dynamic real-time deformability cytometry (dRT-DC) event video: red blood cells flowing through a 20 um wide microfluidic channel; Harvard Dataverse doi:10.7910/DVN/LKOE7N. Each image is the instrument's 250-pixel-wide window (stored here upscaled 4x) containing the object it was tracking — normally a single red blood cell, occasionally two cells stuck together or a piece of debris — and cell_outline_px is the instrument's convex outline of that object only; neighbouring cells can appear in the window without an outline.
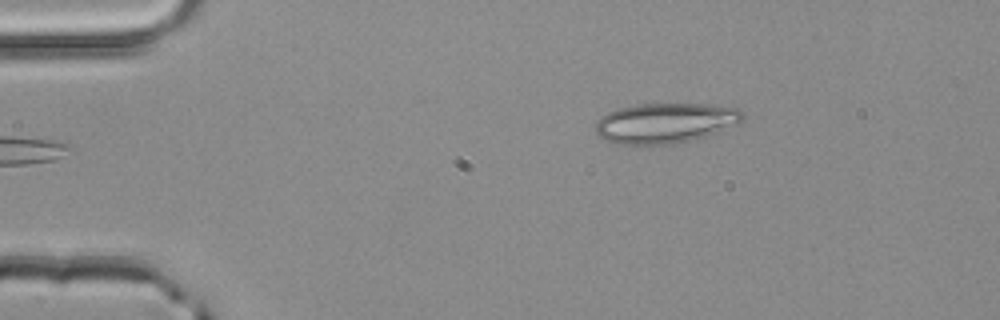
{"species": "common noctule bat (a hibernating species)", "species_latin": "Nyctalus noctula", "temperature_condition": "room temperature", "stored_images_in_passage": 4, "camera_frame_rate_fps": 3000, "um_per_image_px": 0.085, "animal": {"sex": "male", "body_mass_g": 20.4}, "frame": {"image": 1, "passage_image": 4, "time_ms": 1.0, "image_size_px": [1000, 320], "cell_outline_px": [[744, 120], [736, 124], [704, 136], [692, 140], [672, 144], [648, 148], [616, 144], [604, 140], [596, 132], [596, 120], [608, 112], [616, 108], [636, 104], [704, 104], [740, 108], [744, 116]], "centroid_in_image_um": [56.48, 10.49], "position_along_channel_um": 28.5, "area_um2": 35.2}}